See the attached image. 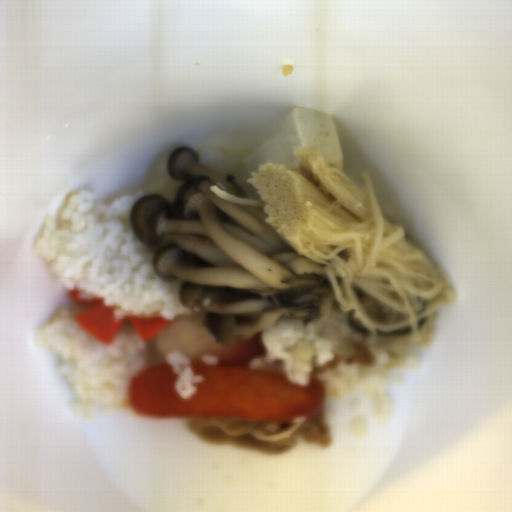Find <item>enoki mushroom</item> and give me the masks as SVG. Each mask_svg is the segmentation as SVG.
I'll return each instance as SVG.
<instances>
[{"instance_id": "1", "label": "enoki mushroom", "mask_w": 512, "mask_h": 512, "mask_svg": "<svg viewBox=\"0 0 512 512\" xmlns=\"http://www.w3.org/2000/svg\"><path fill=\"white\" fill-rule=\"evenodd\" d=\"M292 157L293 168L268 163L246 179L260 198L209 189L260 207L296 253L321 266L337 308L368 331V347L378 331L405 327L418 342V323L456 298L452 282L410 241L405 225L394 226L383 213L365 171L356 185L315 146Z\"/></svg>"}, {"instance_id": "2", "label": "enoki mushroom", "mask_w": 512, "mask_h": 512, "mask_svg": "<svg viewBox=\"0 0 512 512\" xmlns=\"http://www.w3.org/2000/svg\"><path fill=\"white\" fill-rule=\"evenodd\" d=\"M307 422V419L304 416L293 417L292 422L289 427L283 430H279L278 432H257L250 431L251 437L256 439L257 441H275L282 438H286L295 430H297L302 424Z\"/></svg>"}]
</instances>
